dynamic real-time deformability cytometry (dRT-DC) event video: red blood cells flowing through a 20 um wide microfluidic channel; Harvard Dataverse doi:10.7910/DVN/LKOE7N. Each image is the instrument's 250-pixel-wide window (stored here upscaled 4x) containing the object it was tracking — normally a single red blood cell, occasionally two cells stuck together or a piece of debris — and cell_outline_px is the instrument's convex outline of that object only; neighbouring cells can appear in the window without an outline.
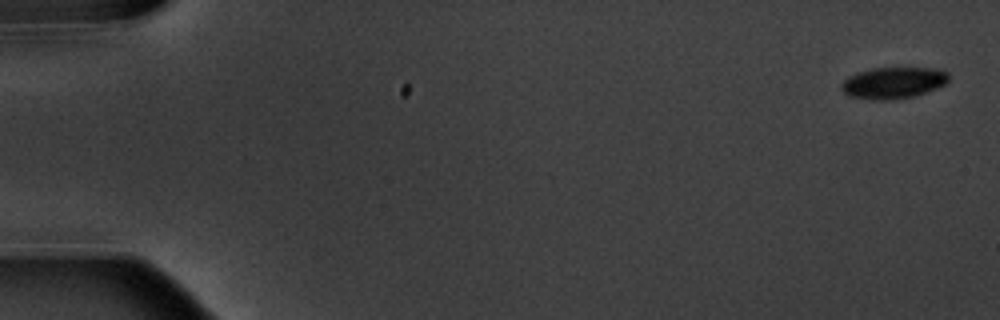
{"species": "common noctule bat (a hibernating species)", "species_latin": "Nyctalus noctula", "temperature_condition": "warm", "stored_images_in_passage": 3, "camera_frame_rate_fps": 3000, "um_per_image_px": 0.085, "animal": {"sex": "male", "body_mass_g": 20.1, "forearm_length_mm": 53.5}, "frame": {"image": 1, "passage_image": 1, "time_ms": 0.0, "image_size_px": [1000, 320], "cell_outline_px": [[948, 80], [944, 84], [936, 88], [916, 96], [888, 100], [872, 100], [848, 96], [840, 88], [840, 84], [848, 76], [872, 68], [936, 68], [948, 72]], "centroid_in_image_um": [75.91, 7.04], "position_along_channel_um": 9.1, "area_um2": 19.71}}